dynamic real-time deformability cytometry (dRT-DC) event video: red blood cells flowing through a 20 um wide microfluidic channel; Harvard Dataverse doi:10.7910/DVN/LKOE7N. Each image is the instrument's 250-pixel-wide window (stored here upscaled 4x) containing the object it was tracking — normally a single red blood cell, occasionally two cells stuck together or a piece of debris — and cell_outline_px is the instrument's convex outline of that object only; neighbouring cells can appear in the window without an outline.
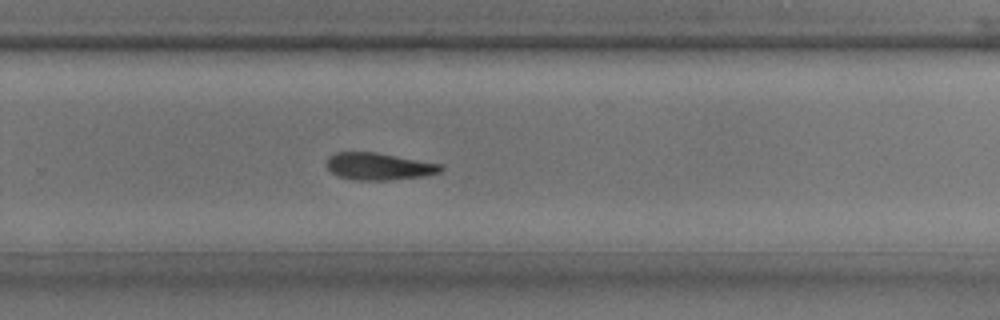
{"species": "common noctule bat (a hibernating species)", "species_latin": "Nyctalus noctula", "temperature_condition": "room temperature", "stored_images_in_passage": 25, "camera_frame_rate_fps": 3000, "um_per_image_px": 0.085, "animal": {"sex": "male", "body_mass_g": 17.9, "forearm_length_mm": 54.2}, "frame": {"image": 1, "passage_image": 18, "time_ms": 5.667, "image_size_px": [1000, 320], "cell_outline_px": [[444, 168], [440, 172], [424, 176], [388, 180], [356, 180], [340, 176], [332, 172], [328, 168], [328, 156], [332, 152], [376, 152], [444, 164]], "centroid_in_image_um": [32.25, 14.13], "position_along_channel_um": 297.6, "area_um2": 18.09}}